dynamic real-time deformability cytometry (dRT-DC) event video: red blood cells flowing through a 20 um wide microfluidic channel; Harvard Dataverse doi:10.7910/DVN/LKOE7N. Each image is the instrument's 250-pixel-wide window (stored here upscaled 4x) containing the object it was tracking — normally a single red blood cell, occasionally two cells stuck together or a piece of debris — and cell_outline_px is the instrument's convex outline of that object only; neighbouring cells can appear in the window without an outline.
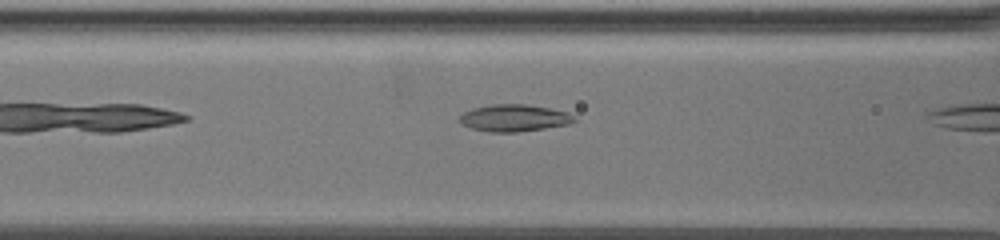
{"species": "common noctule bat (a hibernating species)", "species_latin": "Nyctalus noctula", "temperature_condition": "warm", "stored_images_in_passage": 4, "camera_frame_rate_fps": 3000, "um_per_image_px": 0.085, "animal": {"sex": "female", "body_mass_g": 19.5, "forearm_length_mm": 54.1}, "frame": {"image": 1, "passage_image": 3, "time_ms": 0.667, "image_size_px": [1000, 240], "cell_outline_px": [[576, 120], [568, 124], [544, 128], [516, 132], [488, 132], [472, 128], [464, 124], [460, 120], [460, 116], [464, 112], [472, 108], [488, 104], [524, 104], [548, 108], [568, 112], [576, 116]], "centroid_in_image_um": [43.71, 10.02], "position_along_channel_um": 122.9, "area_um2": 17.92}}